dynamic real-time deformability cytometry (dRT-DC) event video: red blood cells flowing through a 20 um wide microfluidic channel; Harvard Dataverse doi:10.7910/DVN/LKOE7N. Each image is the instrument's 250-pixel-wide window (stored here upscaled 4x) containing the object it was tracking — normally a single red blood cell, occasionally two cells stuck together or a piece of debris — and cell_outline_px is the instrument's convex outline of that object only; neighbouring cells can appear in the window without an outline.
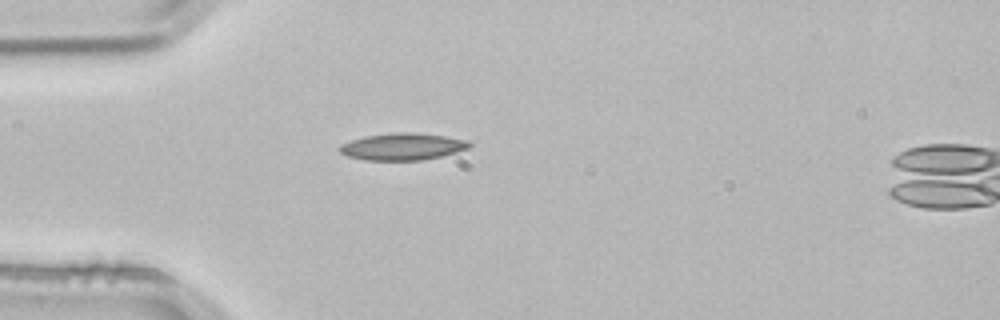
{"species": "common noctule bat (a hibernating species)", "species_latin": "Nyctalus noctula", "temperature_condition": "room temperature", "stored_images_in_passage": 1, "camera_frame_rate_fps": 3000, "um_per_image_px": 0.085, "animal": {"sex": "male", "body_mass_g": 21.5, "forearm_length_mm": 52.0}, "frame": {"image": 1, "passage_image": 1, "time_ms": 0.0, "image_size_px": [1000, 320], "cell_outline_px": [[472, 144], [468, 148], [456, 152], [424, 160], [364, 160], [348, 156], [340, 152], [340, 144], [364, 136], [396, 132], [412, 132], [444, 136], [468, 140]], "centroid_in_image_um": [34.22, 12.46], "position_along_channel_um": 50.8, "area_um2": 20.29}}